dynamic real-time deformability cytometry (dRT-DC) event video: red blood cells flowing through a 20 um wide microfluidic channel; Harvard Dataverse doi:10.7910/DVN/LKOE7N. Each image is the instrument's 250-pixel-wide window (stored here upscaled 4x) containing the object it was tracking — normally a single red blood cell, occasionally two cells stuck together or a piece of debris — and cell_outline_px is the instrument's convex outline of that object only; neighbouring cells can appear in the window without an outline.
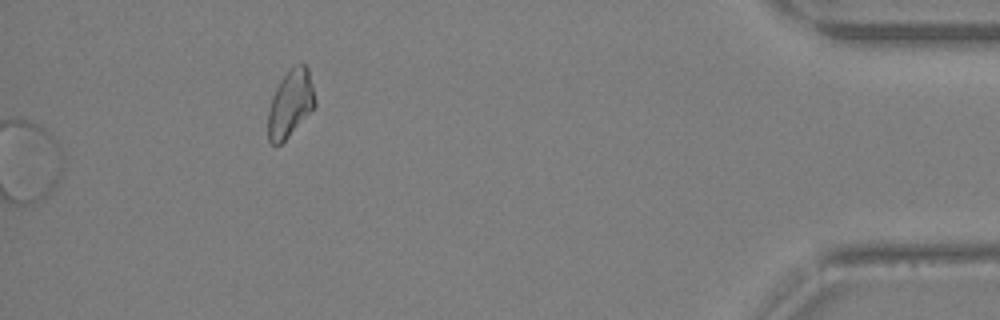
{"species": "Egyptian fruit bat (a non-hibernating species)", "species_latin": "Rousettus aegyptiacus", "temperature_condition": "warm", "stored_images_in_passage": 34, "segment_of_instrument_passage": [2, 2], "camera_frame_rate_fps": 3000, "um_per_image_px": 0.085, "animal": {"sex": "female"}, "frame": {"image": 1, "passage_image": 34, "time_ms": 11.0, "image_size_px": [1000, 320], "cell_outline_px": [[316, 104], [288, 136], [280, 144], [272, 144], [268, 140], [268, 108], [272, 96], [280, 80], [288, 68], [300, 60], [308, 68], [316, 100]], "centroid_in_image_um": [24.67, 8.72], "position_along_channel_um": 410.5, "area_um2": 18.38}}